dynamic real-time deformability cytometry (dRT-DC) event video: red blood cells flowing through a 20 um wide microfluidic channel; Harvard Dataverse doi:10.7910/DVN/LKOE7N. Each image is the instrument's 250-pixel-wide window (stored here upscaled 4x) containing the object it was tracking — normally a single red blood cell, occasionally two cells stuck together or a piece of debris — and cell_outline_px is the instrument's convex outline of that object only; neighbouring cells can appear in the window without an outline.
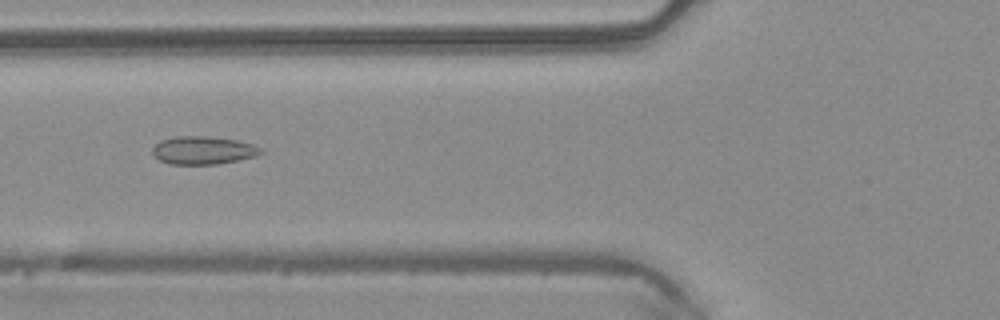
{"species": "common noctule bat (a hibernating species)", "species_latin": "Nyctalus noctula", "temperature_condition": "warm", "stored_images_in_passage": 41, "camera_frame_rate_fps": 3000, "um_per_image_px": 0.085, "animal": {"sex": "male", "body_mass_g": 20.4}, "frame": {"image": 1, "passage_image": 11, "time_ms": 3.333, "image_size_px": [1000, 320], "cell_outline_px": [[264, 152], [256, 156], [216, 164], [172, 164], [160, 160], [152, 152], [152, 148], [160, 140], [176, 136], [208, 136], [236, 140], [252, 144], [264, 148]], "centroid_in_image_um": [17.29, 12.76], "position_along_channel_um": 108.5, "area_um2": 17.63}}
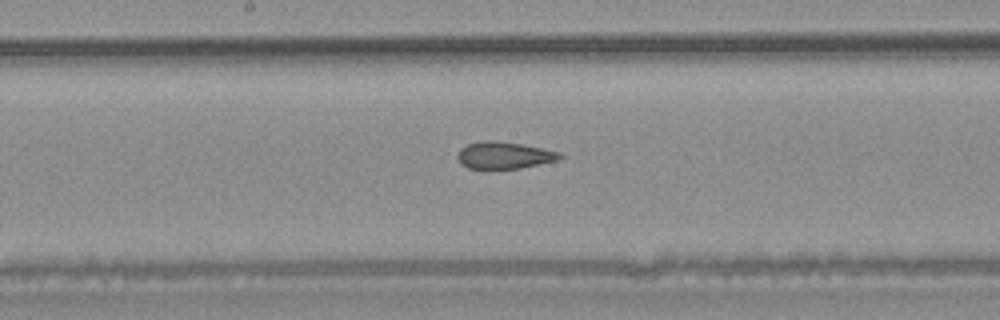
{"frame": {"image": 2, "passage_image": 18, "time_ms": 5.667, "image_size_px": [1000, 320], "cell_outline_px": [[564, 156], [556, 160], [520, 168], [468, 168], [460, 164], [456, 156], [460, 148], [468, 144], [480, 140], [496, 140], [520, 144], [560, 152]], "centroid_in_image_um": [42.79, 13.18], "position_along_channel_um": 205.4, "area_um2": 15.95}}
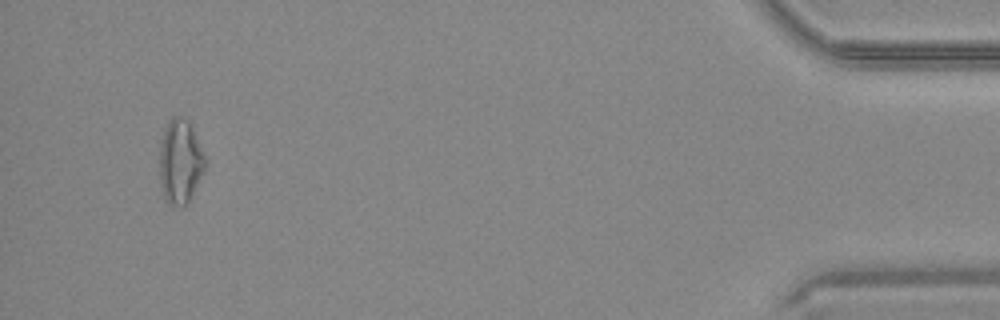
{"frame": {"image": 3, "passage_image": 39, "time_ms": 12.667, "image_size_px": [1000, 320], "cell_outline_px": [[208, 160], [204, 172], [184, 208], [168, 204], [164, 200], [160, 184], [160, 144], [164, 128], [168, 120], [176, 116], [184, 116], [188, 120]], "centroid_in_image_um": [15.32, 13.74], "position_along_channel_um": 419.9, "area_um2": 22.77}, "authors_computed_cell_mechanics": {"area_um2": 17.3978, "velocity_mm_per_s": 4.1393, "shape_relaxation_time_tau1_ms": null, "shape_relaxation_time_tau2_ms": 2.1782, "deformation_change_tau1": null, "deformation_change_tau2": 0.0937}}